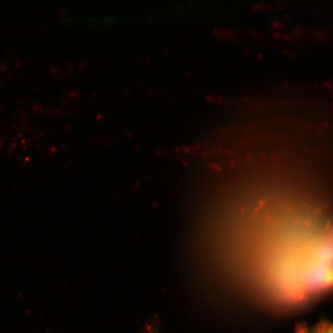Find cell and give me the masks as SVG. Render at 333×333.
<instances>
[{
  "mask_svg": "<svg viewBox=\"0 0 333 333\" xmlns=\"http://www.w3.org/2000/svg\"><path fill=\"white\" fill-rule=\"evenodd\" d=\"M232 173L197 206L190 246L209 297L216 296L218 305L223 300L226 308L252 311L269 293L272 255L290 231L288 222Z\"/></svg>",
  "mask_w": 333,
  "mask_h": 333,
  "instance_id": "obj_1",
  "label": "cell"
},
{
  "mask_svg": "<svg viewBox=\"0 0 333 333\" xmlns=\"http://www.w3.org/2000/svg\"><path fill=\"white\" fill-rule=\"evenodd\" d=\"M305 258L301 242L289 232L272 255L269 293L252 310L254 313L257 310L267 316L290 317L308 312L320 303L301 289V270Z\"/></svg>",
  "mask_w": 333,
  "mask_h": 333,
  "instance_id": "obj_3",
  "label": "cell"
},
{
  "mask_svg": "<svg viewBox=\"0 0 333 333\" xmlns=\"http://www.w3.org/2000/svg\"><path fill=\"white\" fill-rule=\"evenodd\" d=\"M280 150L281 149H279L280 154L273 151L268 157L265 156L264 153H261L263 157L270 159L267 160L265 158L264 160V158L259 155L260 160L257 157V163H259L327 231V233L333 237V188L327 185V179L322 178V173L320 175V172L318 173L314 171L313 168H309L312 167V164L309 165L307 160L300 162L302 160L300 159L298 161L300 164L297 162L294 163V159L291 160L288 158L290 151L287 150L288 154H286V152H284L286 149ZM281 152L283 153L281 154ZM283 154L287 156L285 155L284 157ZM305 162L306 165L308 164L307 166ZM325 179L326 181H323Z\"/></svg>",
  "mask_w": 333,
  "mask_h": 333,
  "instance_id": "obj_4",
  "label": "cell"
},
{
  "mask_svg": "<svg viewBox=\"0 0 333 333\" xmlns=\"http://www.w3.org/2000/svg\"><path fill=\"white\" fill-rule=\"evenodd\" d=\"M149 330H150V331H148V332H146V333H158V332L155 331V329H150V328H149Z\"/></svg>",
  "mask_w": 333,
  "mask_h": 333,
  "instance_id": "obj_7",
  "label": "cell"
},
{
  "mask_svg": "<svg viewBox=\"0 0 333 333\" xmlns=\"http://www.w3.org/2000/svg\"><path fill=\"white\" fill-rule=\"evenodd\" d=\"M251 159L252 162L249 160L247 165L244 162V165L237 166L239 169L236 168L235 171L288 222L289 231L301 242L306 258L333 262V237L257 164L254 157Z\"/></svg>",
  "mask_w": 333,
  "mask_h": 333,
  "instance_id": "obj_2",
  "label": "cell"
},
{
  "mask_svg": "<svg viewBox=\"0 0 333 333\" xmlns=\"http://www.w3.org/2000/svg\"><path fill=\"white\" fill-rule=\"evenodd\" d=\"M297 331H305L306 333H333V322L322 316L315 326H308L307 322L302 321L297 324Z\"/></svg>",
  "mask_w": 333,
  "mask_h": 333,
  "instance_id": "obj_6",
  "label": "cell"
},
{
  "mask_svg": "<svg viewBox=\"0 0 333 333\" xmlns=\"http://www.w3.org/2000/svg\"><path fill=\"white\" fill-rule=\"evenodd\" d=\"M301 289L321 302L333 295V262L305 258L301 270Z\"/></svg>",
  "mask_w": 333,
  "mask_h": 333,
  "instance_id": "obj_5",
  "label": "cell"
},
{
  "mask_svg": "<svg viewBox=\"0 0 333 333\" xmlns=\"http://www.w3.org/2000/svg\"><path fill=\"white\" fill-rule=\"evenodd\" d=\"M296 333H306L305 331H297L296 330Z\"/></svg>",
  "mask_w": 333,
  "mask_h": 333,
  "instance_id": "obj_8",
  "label": "cell"
}]
</instances>
